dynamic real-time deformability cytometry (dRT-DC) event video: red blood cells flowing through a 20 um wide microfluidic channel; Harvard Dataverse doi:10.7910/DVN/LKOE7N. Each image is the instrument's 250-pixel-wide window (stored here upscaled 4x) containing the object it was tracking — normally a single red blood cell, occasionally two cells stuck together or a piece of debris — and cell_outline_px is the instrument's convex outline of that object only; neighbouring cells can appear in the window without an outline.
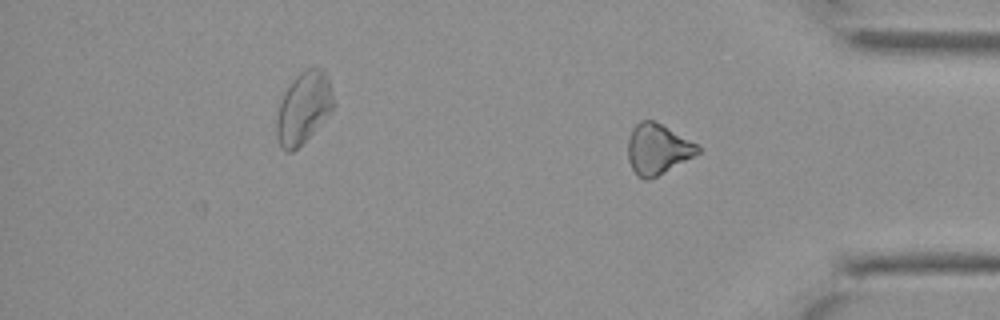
{"species": "Egyptian fruit bat (a non-hibernating species)", "species_latin": "Rousettus aegyptiacus", "temperature_condition": "cold", "stored_images_in_passage": 35, "camera_frame_rate_fps": 3000, "um_per_image_px": 0.085, "animal": {"sex": "female"}, "frame": {"image": 1, "passage_image": 35, "time_ms": 11.333, "image_size_px": [1000, 320], "cell_outline_px": [[700, 152], [664, 172], [648, 180], [644, 180], [636, 176], [628, 160], [628, 140], [632, 128], [640, 120], [652, 120], [660, 124], [696, 144], [700, 148]], "centroid_in_image_um": [55.84, 12.69], "position_along_channel_um": 379.4, "area_um2": 20.11}}